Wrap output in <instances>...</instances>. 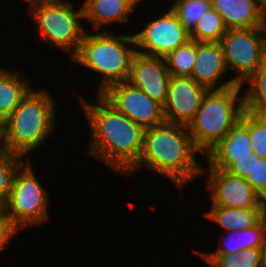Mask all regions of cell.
Listing matches in <instances>:
<instances>
[{
    "instance_id": "obj_22",
    "label": "cell",
    "mask_w": 266,
    "mask_h": 267,
    "mask_svg": "<svg viewBox=\"0 0 266 267\" xmlns=\"http://www.w3.org/2000/svg\"><path fill=\"white\" fill-rule=\"evenodd\" d=\"M210 267H264L262 248L242 250L228 255H198Z\"/></svg>"
},
{
    "instance_id": "obj_28",
    "label": "cell",
    "mask_w": 266,
    "mask_h": 267,
    "mask_svg": "<svg viewBox=\"0 0 266 267\" xmlns=\"http://www.w3.org/2000/svg\"><path fill=\"white\" fill-rule=\"evenodd\" d=\"M266 232V215L253 227L235 230L238 237L239 252L246 249L262 248Z\"/></svg>"
},
{
    "instance_id": "obj_4",
    "label": "cell",
    "mask_w": 266,
    "mask_h": 267,
    "mask_svg": "<svg viewBox=\"0 0 266 267\" xmlns=\"http://www.w3.org/2000/svg\"><path fill=\"white\" fill-rule=\"evenodd\" d=\"M136 53L133 34H114L107 30L90 33L87 29L76 55L71 59L85 69L99 73L96 94L110 85L127 81Z\"/></svg>"
},
{
    "instance_id": "obj_27",
    "label": "cell",
    "mask_w": 266,
    "mask_h": 267,
    "mask_svg": "<svg viewBox=\"0 0 266 267\" xmlns=\"http://www.w3.org/2000/svg\"><path fill=\"white\" fill-rule=\"evenodd\" d=\"M24 161L23 157L15 153H0V208L8 200L14 172Z\"/></svg>"
},
{
    "instance_id": "obj_26",
    "label": "cell",
    "mask_w": 266,
    "mask_h": 267,
    "mask_svg": "<svg viewBox=\"0 0 266 267\" xmlns=\"http://www.w3.org/2000/svg\"><path fill=\"white\" fill-rule=\"evenodd\" d=\"M240 122L249 130L253 156L266 159V116L244 110Z\"/></svg>"
},
{
    "instance_id": "obj_29",
    "label": "cell",
    "mask_w": 266,
    "mask_h": 267,
    "mask_svg": "<svg viewBox=\"0 0 266 267\" xmlns=\"http://www.w3.org/2000/svg\"><path fill=\"white\" fill-rule=\"evenodd\" d=\"M223 238V240H222ZM222 240V241H221ZM221 240H219V244L217 246H220L215 251H207V252H201L193 249V253L197 255H228V254H235L239 253V242L238 237H236L234 231H227L224 232L223 235H221Z\"/></svg>"
},
{
    "instance_id": "obj_35",
    "label": "cell",
    "mask_w": 266,
    "mask_h": 267,
    "mask_svg": "<svg viewBox=\"0 0 266 267\" xmlns=\"http://www.w3.org/2000/svg\"><path fill=\"white\" fill-rule=\"evenodd\" d=\"M136 1L139 3V5H138V6H140V2H141V1H143V0H136Z\"/></svg>"
},
{
    "instance_id": "obj_21",
    "label": "cell",
    "mask_w": 266,
    "mask_h": 267,
    "mask_svg": "<svg viewBox=\"0 0 266 267\" xmlns=\"http://www.w3.org/2000/svg\"><path fill=\"white\" fill-rule=\"evenodd\" d=\"M227 172L246 179L261 199L266 202V159L253 156L249 160H238Z\"/></svg>"
},
{
    "instance_id": "obj_31",
    "label": "cell",
    "mask_w": 266,
    "mask_h": 267,
    "mask_svg": "<svg viewBox=\"0 0 266 267\" xmlns=\"http://www.w3.org/2000/svg\"><path fill=\"white\" fill-rule=\"evenodd\" d=\"M28 3L29 5L27 6L28 13H30L34 8L43 6L47 3H49L51 0H22Z\"/></svg>"
},
{
    "instance_id": "obj_3",
    "label": "cell",
    "mask_w": 266,
    "mask_h": 267,
    "mask_svg": "<svg viewBox=\"0 0 266 267\" xmlns=\"http://www.w3.org/2000/svg\"><path fill=\"white\" fill-rule=\"evenodd\" d=\"M55 102L45 89L28 92L3 122L7 151L29 160V153L43 146L57 127Z\"/></svg>"
},
{
    "instance_id": "obj_23",
    "label": "cell",
    "mask_w": 266,
    "mask_h": 267,
    "mask_svg": "<svg viewBox=\"0 0 266 267\" xmlns=\"http://www.w3.org/2000/svg\"><path fill=\"white\" fill-rule=\"evenodd\" d=\"M164 58L171 76L191 77L196 61V41L190 39Z\"/></svg>"
},
{
    "instance_id": "obj_30",
    "label": "cell",
    "mask_w": 266,
    "mask_h": 267,
    "mask_svg": "<svg viewBox=\"0 0 266 267\" xmlns=\"http://www.w3.org/2000/svg\"><path fill=\"white\" fill-rule=\"evenodd\" d=\"M19 232L12 226L5 212L0 208V252L5 250L8 242Z\"/></svg>"
},
{
    "instance_id": "obj_1",
    "label": "cell",
    "mask_w": 266,
    "mask_h": 267,
    "mask_svg": "<svg viewBox=\"0 0 266 267\" xmlns=\"http://www.w3.org/2000/svg\"><path fill=\"white\" fill-rule=\"evenodd\" d=\"M95 95L96 104L79 96L90 128L86 154L118 175H125L142 154L145 129L118 112L100 94Z\"/></svg>"
},
{
    "instance_id": "obj_14",
    "label": "cell",
    "mask_w": 266,
    "mask_h": 267,
    "mask_svg": "<svg viewBox=\"0 0 266 267\" xmlns=\"http://www.w3.org/2000/svg\"><path fill=\"white\" fill-rule=\"evenodd\" d=\"M228 71L220 43L196 42V61L191 74L192 79L209 90H223L238 85L232 76L225 80L226 77L223 76H226Z\"/></svg>"
},
{
    "instance_id": "obj_5",
    "label": "cell",
    "mask_w": 266,
    "mask_h": 267,
    "mask_svg": "<svg viewBox=\"0 0 266 267\" xmlns=\"http://www.w3.org/2000/svg\"><path fill=\"white\" fill-rule=\"evenodd\" d=\"M244 110L243 91L239 84L207 92L187 126L195 147L203 157L240 121Z\"/></svg>"
},
{
    "instance_id": "obj_15",
    "label": "cell",
    "mask_w": 266,
    "mask_h": 267,
    "mask_svg": "<svg viewBox=\"0 0 266 267\" xmlns=\"http://www.w3.org/2000/svg\"><path fill=\"white\" fill-rule=\"evenodd\" d=\"M249 130L239 121L204 157L215 169L228 170L236 161L253 157Z\"/></svg>"
},
{
    "instance_id": "obj_24",
    "label": "cell",
    "mask_w": 266,
    "mask_h": 267,
    "mask_svg": "<svg viewBox=\"0 0 266 267\" xmlns=\"http://www.w3.org/2000/svg\"><path fill=\"white\" fill-rule=\"evenodd\" d=\"M226 31L222 17L211 7L190 33V37L196 42L220 43Z\"/></svg>"
},
{
    "instance_id": "obj_2",
    "label": "cell",
    "mask_w": 266,
    "mask_h": 267,
    "mask_svg": "<svg viewBox=\"0 0 266 267\" xmlns=\"http://www.w3.org/2000/svg\"><path fill=\"white\" fill-rule=\"evenodd\" d=\"M187 126L169 122L145 129L143 150L138 162L124 175L126 180L144 167L168 178L181 191L201 177L202 167ZM197 154V155H196Z\"/></svg>"
},
{
    "instance_id": "obj_6",
    "label": "cell",
    "mask_w": 266,
    "mask_h": 267,
    "mask_svg": "<svg viewBox=\"0 0 266 267\" xmlns=\"http://www.w3.org/2000/svg\"><path fill=\"white\" fill-rule=\"evenodd\" d=\"M29 16L32 24L34 23L33 29H36L39 41L67 52L70 60L76 55L87 31L82 23V4L75 10L74 2L51 0L43 6L34 8Z\"/></svg>"
},
{
    "instance_id": "obj_10",
    "label": "cell",
    "mask_w": 266,
    "mask_h": 267,
    "mask_svg": "<svg viewBox=\"0 0 266 267\" xmlns=\"http://www.w3.org/2000/svg\"><path fill=\"white\" fill-rule=\"evenodd\" d=\"M100 95L118 112L144 129L165 122L163 105L127 81L110 85Z\"/></svg>"
},
{
    "instance_id": "obj_34",
    "label": "cell",
    "mask_w": 266,
    "mask_h": 267,
    "mask_svg": "<svg viewBox=\"0 0 266 267\" xmlns=\"http://www.w3.org/2000/svg\"><path fill=\"white\" fill-rule=\"evenodd\" d=\"M262 250H263V264H264V267H266V232H265L264 245L262 247Z\"/></svg>"
},
{
    "instance_id": "obj_11",
    "label": "cell",
    "mask_w": 266,
    "mask_h": 267,
    "mask_svg": "<svg viewBox=\"0 0 266 267\" xmlns=\"http://www.w3.org/2000/svg\"><path fill=\"white\" fill-rule=\"evenodd\" d=\"M208 165V166H207ZM202 167L201 176L206 174L207 190L211 193V206L231 208H266V202L255 192L250 183L222 169H215L209 163ZM208 170V171H207Z\"/></svg>"
},
{
    "instance_id": "obj_12",
    "label": "cell",
    "mask_w": 266,
    "mask_h": 267,
    "mask_svg": "<svg viewBox=\"0 0 266 267\" xmlns=\"http://www.w3.org/2000/svg\"><path fill=\"white\" fill-rule=\"evenodd\" d=\"M208 91L191 77L171 76L163 105L165 121L188 126Z\"/></svg>"
},
{
    "instance_id": "obj_20",
    "label": "cell",
    "mask_w": 266,
    "mask_h": 267,
    "mask_svg": "<svg viewBox=\"0 0 266 267\" xmlns=\"http://www.w3.org/2000/svg\"><path fill=\"white\" fill-rule=\"evenodd\" d=\"M244 108L249 112L266 116V61L257 68L242 84Z\"/></svg>"
},
{
    "instance_id": "obj_33",
    "label": "cell",
    "mask_w": 266,
    "mask_h": 267,
    "mask_svg": "<svg viewBox=\"0 0 266 267\" xmlns=\"http://www.w3.org/2000/svg\"><path fill=\"white\" fill-rule=\"evenodd\" d=\"M260 9L266 18V0H258Z\"/></svg>"
},
{
    "instance_id": "obj_16",
    "label": "cell",
    "mask_w": 266,
    "mask_h": 267,
    "mask_svg": "<svg viewBox=\"0 0 266 267\" xmlns=\"http://www.w3.org/2000/svg\"><path fill=\"white\" fill-rule=\"evenodd\" d=\"M84 20L92 29L103 31L111 23L126 25L131 14L137 11L136 0H84L82 1ZM104 26V27H103Z\"/></svg>"
},
{
    "instance_id": "obj_32",
    "label": "cell",
    "mask_w": 266,
    "mask_h": 267,
    "mask_svg": "<svg viewBox=\"0 0 266 267\" xmlns=\"http://www.w3.org/2000/svg\"><path fill=\"white\" fill-rule=\"evenodd\" d=\"M7 151L5 145L4 123L0 121V153Z\"/></svg>"
},
{
    "instance_id": "obj_7",
    "label": "cell",
    "mask_w": 266,
    "mask_h": 267,
    "mask_svg": "<svg viewBox=\"0 0 266 267\" xmlns=\"http://www.w3.org/2000/svg\"><path fill=\"white\" fill-rule=\"evenodd\" d=\"M31 164L30 159H25L14 172L8 200L1 207L17 231L25 226H41L49 219L50 193Z\"/></svg>"
},
{
    "instance_id": "obj_19",
    "label": "cell",
    "mask_w": 266,
    "mask_h": 267,
    "mask_svg": "<svg viewBox=\"0 0 266 267\" xmlns=\"http://www.w3.org/2000/svg\"><path fill=\"white\" fill-rule=\"evenodd\" d=\"M204 215L227 232L255 226L266 215V208L241 209L211 206Z\"/></svg>"
},
{
    "instance_id": "obj_13",
    "label": "cell",
    "mask_w": 266,
    "mask_h": 267,
    "mask_svg": "<svg viewBox=\"0 0 266 267\" xmlns=\"http://www.w3.org/2000/svg\"><path fill=\"white\" fill-rule=\"evenodd\" d=\"M170 78L164 57L134 54L127 82L162 105L167 100Z\"/></svg>"
},
{
    "instance_id": "obj_9",
    "label": "cell",
    "mask_w": 266,
    "mask_h": 267,
    "mask_svg": "<svg viewBox=\"0 0 266 267\" xmlns=\"http://www.w3.org/2000/svg\"><path fill=\"white\" fill-rule=\"evenodd\" d=\"M167 9L162 15L148 19L141 30L134 32L136 52L166 57L191 39L190 32L180 23L177 14L171 7Z\"/></svg>"
},
{
    "instance_id": "obj_17",
    "label": "cell",
    "mask_w": 266,
    "mask_h": 267,
    "mask_svg": "<svg viewBox=\"0 0 266 267\" xmlns=\"http://www.w3.org/2000/svg\"><path fill=\"white\" fill-rule=\"evenodd\" d=\"M211 7L222 17L227 29L266 26L258 0H211Z\"/></svg>"
},
{
    "instance_id": "obj_25",
    "label": "cell",
    "mask_w": 266,
    "mask_h": 267,
    "mask_svg": "<svg viewBox=\"0 0 266 267\" xmlns=\"http://www.w3.org/2000/svg\"><path fill=\"white\" fill-rule=\"evenodd\" d=\"M171 9L180 23L191 33L205 12L211 8V0H173Z\"/></svg>"
},
{
    "instance_id": "obj_18",
    "label": "cell",
    "mask_w": 266,
    "mask_h": 267,
    "mask_svg": "<svg viewBox=\"0 0 266 267\" xmlns=\"http://www.w3.org/2000/svg\"><path fill=\"white\" fill-rule=\"evenodd\" d=\"M21 70L0 68V121L4 122L33 88Z\"/></svg>"
},
{
    "instance_id": "obj_8",
    "label": "cell",
    "mask_w": 266,
    "mask_h": 267,
    "mask_svg": "<svg viewBox=\"0 0 266 267\" xmlns=\"http://www.w3.org/2000/svg\"><path fill=\"white\" fill-rule=\"evenodd\" d=\"M220 44L228 70L241 85L266 61V26L227 29Z\"/></svg>"
}]
</instances>
